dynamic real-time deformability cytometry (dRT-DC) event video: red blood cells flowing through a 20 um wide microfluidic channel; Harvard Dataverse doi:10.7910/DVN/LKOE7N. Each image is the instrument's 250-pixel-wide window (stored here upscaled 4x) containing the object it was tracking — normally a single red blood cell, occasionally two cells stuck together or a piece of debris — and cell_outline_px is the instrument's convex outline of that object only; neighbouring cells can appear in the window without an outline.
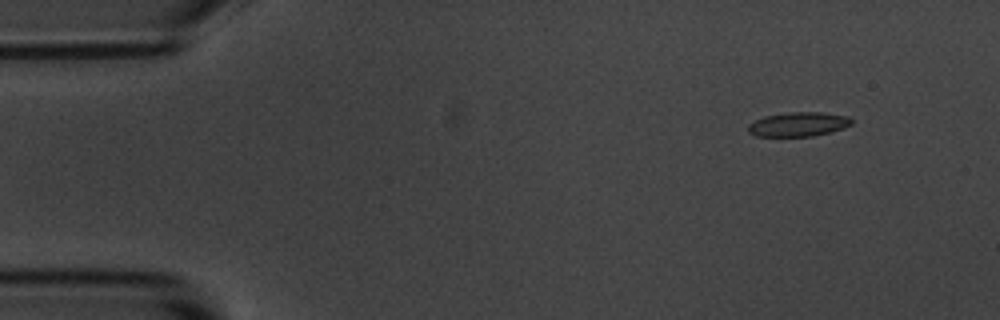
{"species": "common noctule bat (a hibernating species)", "species_latin": "Nyctalus noctula", "temperature_condition": "room temperature", "stored_images_in_passage": 4, "camera_frame_rate_fps": 3000, "um_per_image_px": 0.085, "animal": {"sex": "male", "body_mass_g": 20.1, "forearm_length_mm": 53.5}, "frame": {"image": 1, "passage_image": 2, "time_ms": 1.333, "image_size_px": [1000, 320], "cell_outline_px": [[852, 124], [844, 128], [812, 136], [756, 136], [748, 132], [748, 124], [764, 116], [788, 112], [824, 112], [848, 116], [852, 120]], "centroid_in_image_um": [67.86, 10.55], "position_along_channel_um": 17.1, "area_um2": 14.62}}